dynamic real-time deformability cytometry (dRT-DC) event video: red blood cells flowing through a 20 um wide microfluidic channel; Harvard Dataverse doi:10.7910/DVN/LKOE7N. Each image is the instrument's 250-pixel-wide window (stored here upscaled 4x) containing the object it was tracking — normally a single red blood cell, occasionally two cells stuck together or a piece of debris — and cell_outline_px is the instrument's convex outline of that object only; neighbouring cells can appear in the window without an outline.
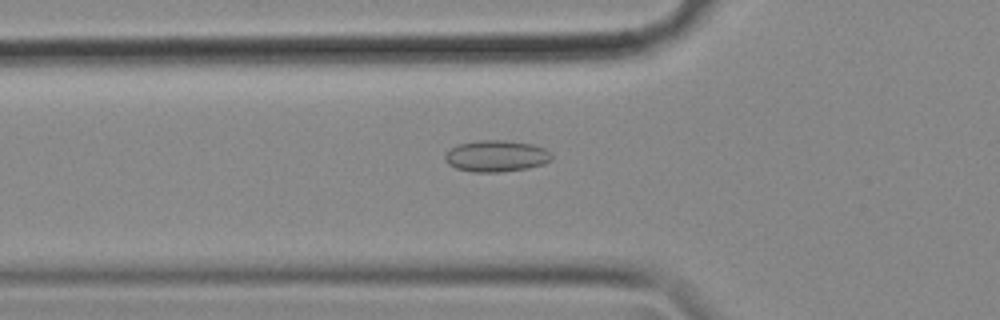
{"species": "common noctule bat (a hibernating species)", "species_latin": "Nyctalus noctula", "temperature_condition": "cold", "stored_images_in_passage": 56, "camera_frame_rate_fps": 3000, "um_per_image_px": 0.085, "animal": {"sex": "female", "body_mass_g": 18.4}, "frame": {"image": 1, "passage_image": 19, "time_ms": 6.0, "image_size_px": [1000, 320], "cell_outline_px": [[552, 160], [544, 164], [528, 168], [500, 172], [472, 172], [456, 168], [448, 164], [444, 160], [444, 156], [452, 148], [460, 144], [476, 140], [504, 140], [532, 144], [544, 148], [552, 156]], "centroid_in_image_um": [42.18, 13.27], "position_along_channel_um": 83.6, "area_um2": 19.54}}
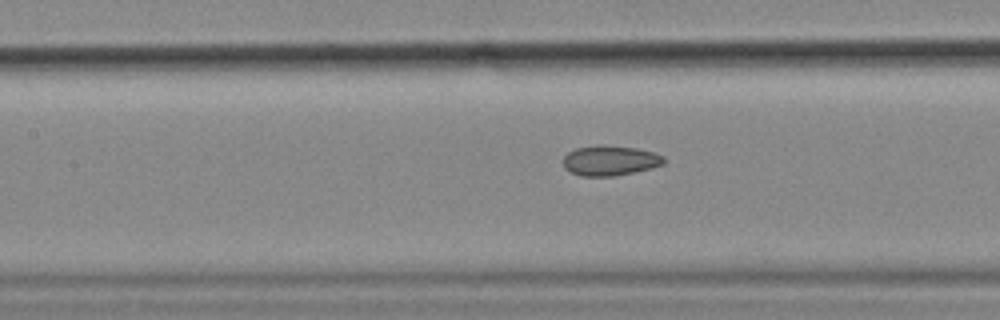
{"frame": {"image": 2, "passage_image": 25, "time_ms": 8.0, "image_size_px": [1000, 320], "cell_outline_px": [[664, 164], [652, 168], [612, 176], [580, 176], [564, 168], [564, 156], [568, 152], [576, 148], [596, 144], [604, 144], [636, 148], [652, 152], [664, 156]], "centroid_in_image_um": [51.84, 13.63], "position_along_channel_um": 155.6, "area_um2": 17.69}}
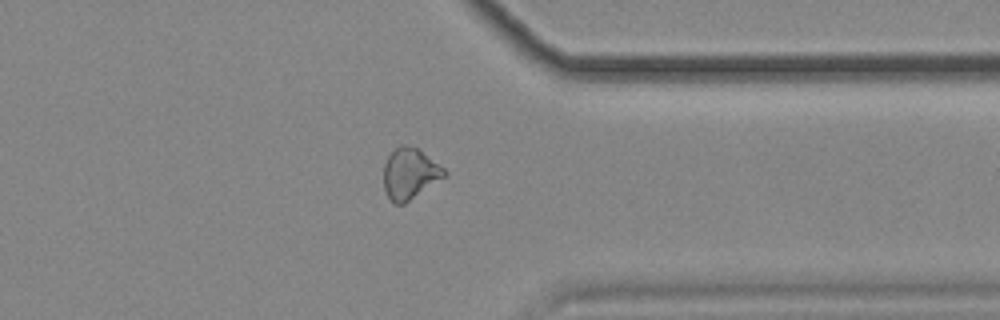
{"frame": {"image": 3, "passage_image": 44, "time_ms": 14.333, "image_size_px": [1000, 320], "cell_outline_px": [[448, 176], [404, 204], [396, 204], [388, 196], [384, 188], [384, 164], [388, 156], [400, 144], [404, 144], [416, 148], [444, 168], [448, 172]], "centroid_in_image_um": [34.86, 14.77], "position_along_channel_um": 376.5, "area_um2": 17.98}, "authors_computed_cell_mechanics": {"area_um2": 18.0047, "velocity_mm_per_s": 3.5654, "shape_relaxation_time_tau1_ms": null, "shape_relaxation_time_tau2_ms": 4.1197, "deformation_change_tau1": null, "deformation_change_tau2": 0.1032}}